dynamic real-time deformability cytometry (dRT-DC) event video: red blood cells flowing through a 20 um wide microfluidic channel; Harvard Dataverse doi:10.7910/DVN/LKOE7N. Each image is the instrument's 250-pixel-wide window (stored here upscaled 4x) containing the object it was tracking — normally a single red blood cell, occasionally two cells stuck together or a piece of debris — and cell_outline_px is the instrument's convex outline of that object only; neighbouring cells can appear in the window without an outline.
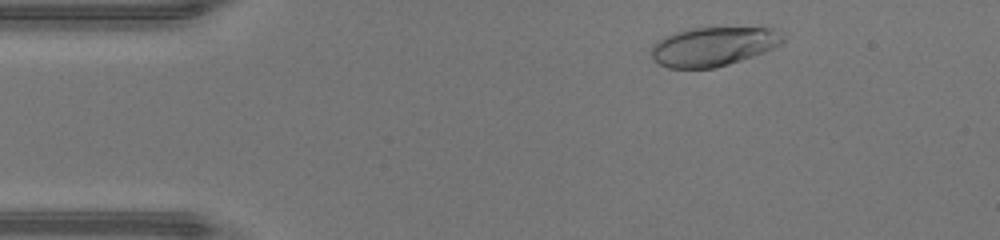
{"species": "human", "species_latin": "Homo sapiens", "temperature_condition": "warm", "stored_images_in_passage": 36, "camera_frame_rate_fps": 3000, "um_per_image_px": 0.085, "donor": {"sex": "male"}, "frame": {"image": 1, "passage_image": 3, "time_ms": 0.667, "image_size_px": [1000, 240], "cell_outline_px": [[784, 40], [780, 44], [764, 52], [716, 68], [668, 68], [652, 60], [652, 44], [656, 40], [664, 36], [688, 28], [772, 28], [784, 36]], "centroid_in_image_um": [60.58, 3.95], "position_along_channel_um": 24.4, "area_um2": 29.82}}
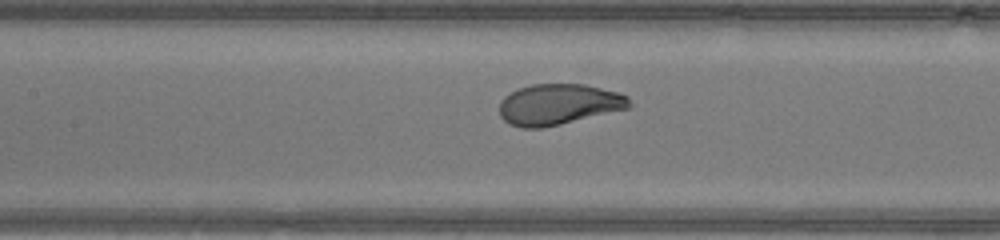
{"frame": {"image": 2, "passage_image": 17, "time_ms": 5.333, "image_size_px": [1000, 240], "cell_outline_px": [[632, 104], [628, 108], [560, 124], [540, 128], [520, 128], [508, 124], [500, 116], [500, 100], [504, 96], [516, 88], [532, 84], [584, 84], [620, 92], [628, 96]], "centroid_in_image_um": [47.46, 8.86], "position_along_channel_um": 159.9, "area_um2": 31.1}}
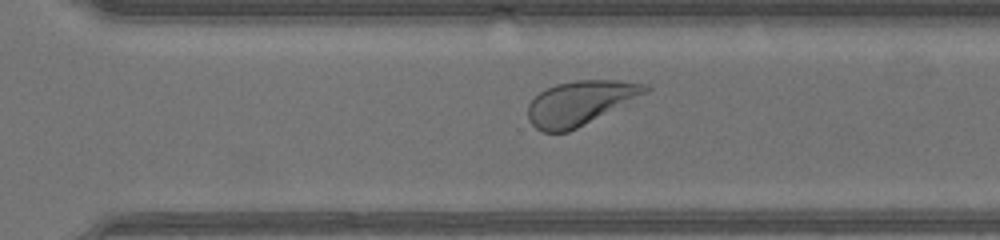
{"frame": {"image": 3, "passage_image": 28, "time_ms": 9.0, "image_size_px": [1000, 240], "cell_outline_px": [[652, 88], [648, 92], [568, 132], [544, 132], [536, 128], [528, 120], [528, 104], [540, 92], [556, 84], [576, 80], [620, 80], [648, 84]], "centroid_in_image_um": [49.31, 8.73], "position_along_channel_um": 321.3, "area_um2": 29.88}, "authors_computed_cell_mechanics": {"area_um2": 31.2698, "velocity_mm_per_s": 4.4089, "shape_relaxation_time_tau1_ms": 3.1103, "shape_relaxation_time_tau2_ms": null, "deformation_change_tau1": 0.2196, "deformation_change_tau2": null}}